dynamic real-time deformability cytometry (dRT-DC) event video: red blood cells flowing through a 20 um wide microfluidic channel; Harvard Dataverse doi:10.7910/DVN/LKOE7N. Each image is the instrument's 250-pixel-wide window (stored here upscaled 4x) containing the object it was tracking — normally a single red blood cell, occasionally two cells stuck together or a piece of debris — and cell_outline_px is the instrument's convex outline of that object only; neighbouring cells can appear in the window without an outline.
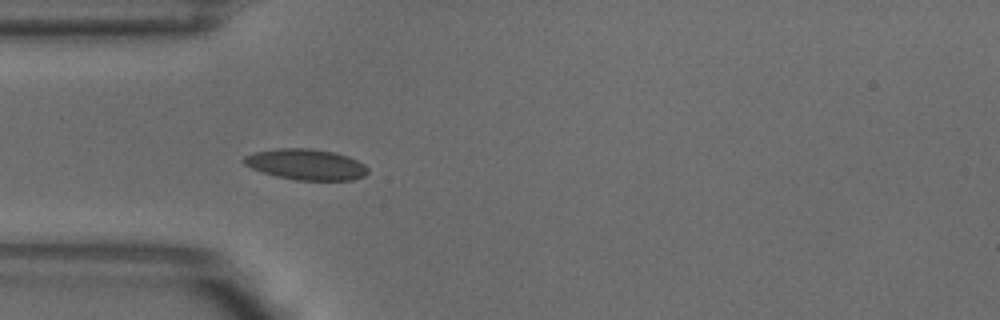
{"species": "common noctule bat (a hibernating species)", "species_latin": "Nyctalus noctula", "temperature_condition": "warm", "stored_images_in_passage": 2, "camera_frame_rate_fps": 3000, "um_per_image_px": 0.085, "animal": {"sex": "male", "body_mass_g": 18.8}, "frame": {"image": 1, "passage_image": 2, "time_ms": 0.333, "image_size_px": [1000, 320], "cell_outline_px": [[368, 172], [364, 176], [352, 180], [296, 180], [276, 176], [252, 168], [244, 164], [240, 160], [244, 156], [256, 152], [276, 148], [308, 148], [336, 152], [348, 156], [364, 164], [368, 168]], "centroid_in_image_um": [26.01, 13.97], "position_along_channel_um": 59.0, "area_um2": 22.31}}